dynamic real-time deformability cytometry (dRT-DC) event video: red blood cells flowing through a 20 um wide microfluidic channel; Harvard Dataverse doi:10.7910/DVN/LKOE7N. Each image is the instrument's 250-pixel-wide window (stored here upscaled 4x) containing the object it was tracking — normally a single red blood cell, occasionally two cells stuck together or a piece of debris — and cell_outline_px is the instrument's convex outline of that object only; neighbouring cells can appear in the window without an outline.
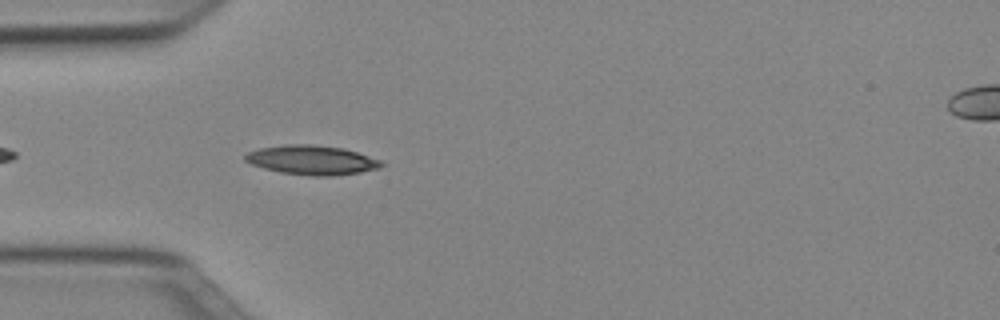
{"species": "Egyptian fruit bat (a non-hibernating species)", "species_latin": "Rousettus aegyptiacus", "temperature_condition": "cold", "stored_images_in_passage": 8, "camera_frame_rate_fps": 3000, "um_per_image_px": 0.085, "animal": {"sex": "female"}, "frame": {"image": 1, "passage_image": 4, "time_ms": 1.0, "image_size_px": [1000, 320], "cell_outline_px": [[384, 164], [380, 168], [360, 172], [332, 176], [312, 176], [280, 172], [264, 168], [252, 164], [244, 160], [244, 156], [248, 152], [260, 148], [284, 144], [312, 144], [344, 148], [380, 160]], "centroid_in_image_um": [26.5, 13.6], "position_along_channel_um": 58.5, "area_um2": 23.24}}